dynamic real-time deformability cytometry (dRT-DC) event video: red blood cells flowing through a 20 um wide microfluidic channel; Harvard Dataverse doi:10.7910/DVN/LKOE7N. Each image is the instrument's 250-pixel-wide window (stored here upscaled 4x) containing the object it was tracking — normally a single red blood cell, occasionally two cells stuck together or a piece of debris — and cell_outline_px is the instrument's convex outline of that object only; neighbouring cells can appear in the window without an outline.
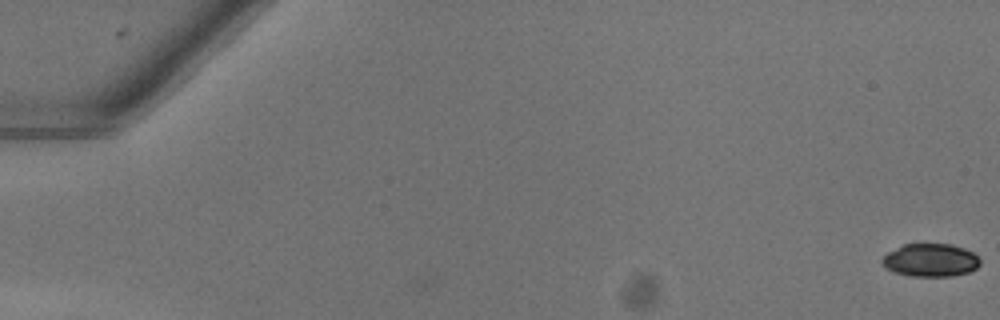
{"species": "common noctule bat (a hibernating species)", "species_latin": "Nyctalus noctula", "temperature_condition": "warm", "stored_images_in_passage": 53, "camera_frame_rate_fps": 3000, "um_per_image_px": 0.085, "animal": {"sex": "female"}, "frame": {"image": 1, "passage_image": 1, "time_ms": 0.0, "image_size_px": [1000, 320], "cell_outline_px": [[980, 264], [976, 268], [968, 272], [952, 276], [908, 276], [884, 268], [880, 260], [888, 252], [904, 244], [952, 244], [964, 248], [972, 252], [980, 260]], "centroid_in_image_um": [79.07, 22.11], "position_along_channel_um": 5.9, "area_um2": 18.84}}
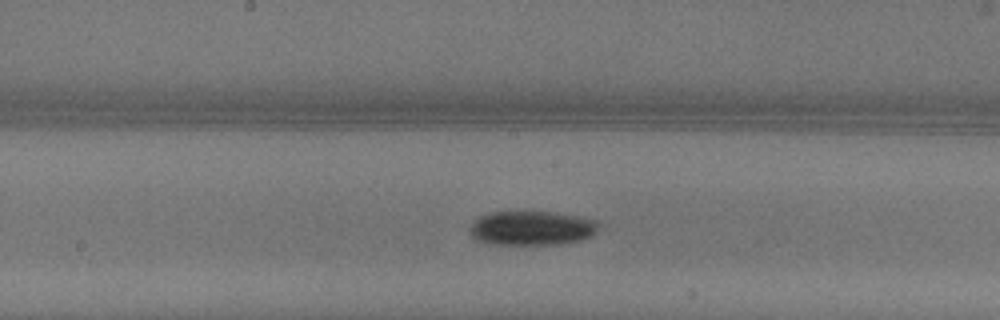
{"frame": {"image": 2, "passage_image": 29, "time_ms": 9.333, "image_size_px": [1000, 320], "cell_outline_px": [[600, 228], [592, 236], [580, 240], [560, 244], [492, 244], [472, 240], [472, 224], [480, 216], [488, 212], [516, 208], [532, 208], [556, 212], [596, 220], [600, 224]], "centroid_in_image_um": [45.19, 19.32], "position_along_channel_um": 203.0, "area_um2": 26.99}}
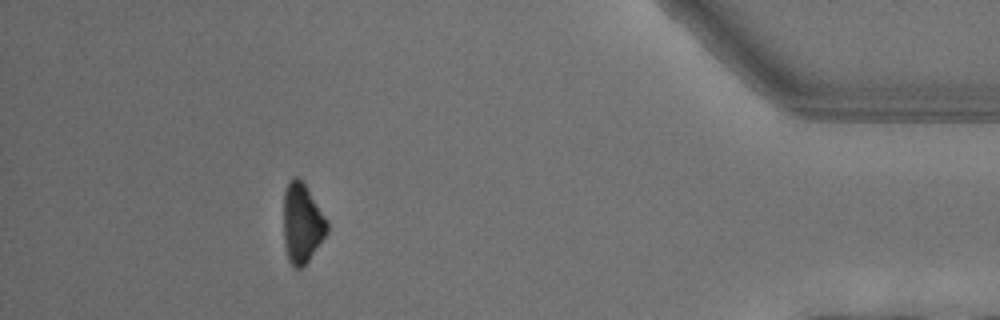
{"frame": {"image": 3, "passage_image": 48, "time_ms": 15.667, "image_size_px": [1000, 320], "cell_outline_px": [[328, 232], [308, 260], [300, 268], [296, 268], [288, 260], [284, 244], [284, 192], [288, 184], [296, 176], [304, 184], [328, 220]], "centroid_in_image_um": [25.68, 19.0], "position_along_channel_um": 409.5, "area_um2": 19.83}, "authors_computed_cell_mechanics": {"area_um2": 21.9062, "velocity_mm_per_s": 4.0698, "shape_relaxation_time_tau1_ms": 2.913, "shape_relaxation_time_tau2_ms": null, "deformation_change_tau1": 0.1336, "deformation_change_tau2": null}}